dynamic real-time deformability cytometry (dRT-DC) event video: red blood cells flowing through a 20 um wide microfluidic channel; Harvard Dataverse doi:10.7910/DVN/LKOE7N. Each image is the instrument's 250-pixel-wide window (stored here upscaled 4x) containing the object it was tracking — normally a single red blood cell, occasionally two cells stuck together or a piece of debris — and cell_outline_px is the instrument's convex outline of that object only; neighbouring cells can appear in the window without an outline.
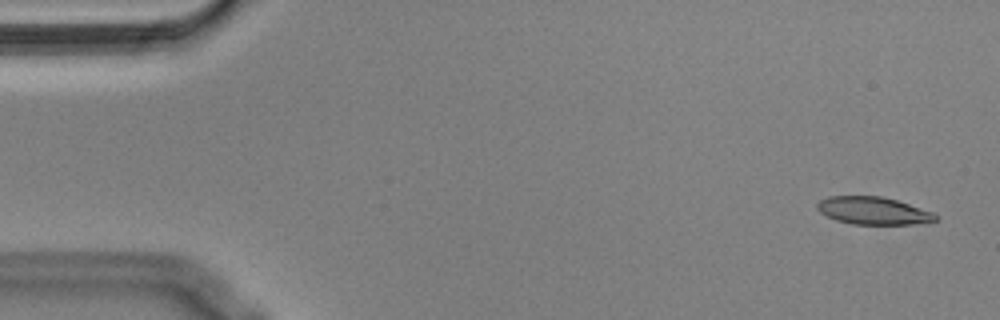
{"species": "Egyptian fruit bat (a non-hibernating species)", "species_latin": "Rousettus aegyptiacus", "temperature_condition": "cold", "stored_images_in_passage": 54, "segment_of_instrument_passage": [1, 2], "camera_frame_rate_fps": 3000, "um_per_image_px": 0.085, "animal": {"sex": "male"}, "frame": {"image": 1, "passage_image": 2, "time_ms": 0.333, "image_size_px": [1000, 320], "cell_outline_px": [[940, 216], [936, 220], [912, 224], [852, 224], [836, 220], [820, 212], [816, 208], [816, 204], [820, 200], [828, 196], [884, 196], [932, 212]], "centroid_in_image_um": [74.2, 17.9], "position_along_channel_um": 10.8, "area_um2": 18.9}}
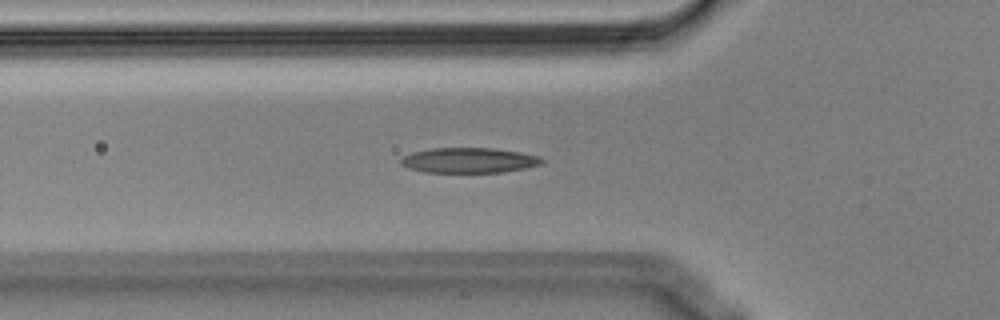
{"frame": {"image": 2, "passage_image": 18, "time_ms": 5.667, "image_size_px": [1000, 320], "cell_outline_px": [[544, 160], [540, 164], [524, 168], [500, 172], [424, 172], [408, 168], [400, 164], [400, 160], [404, 156], [412, 152], [432, 148], [496, 148], [520, 152], [540, 156]], "centroid_in_image_um": [39.84, 13.62], "position_along_channel_um": 86.0, "area_um2": 20.63}}
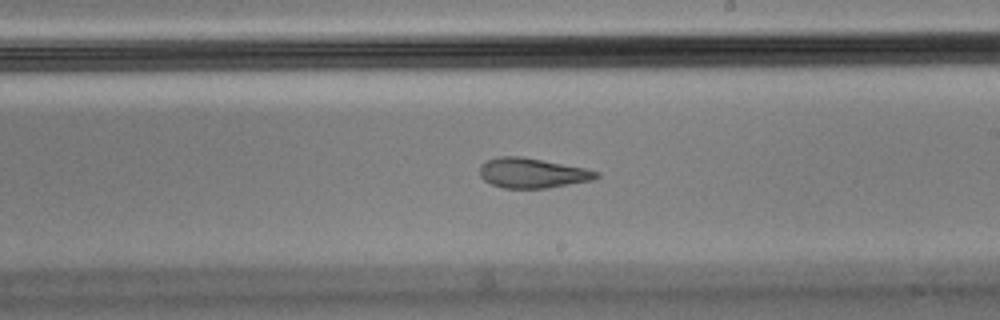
{"frame": {"image": 3, "passage_image": 31, "time_ms": 10.0, "image_size_px": [1000, 320], "cell_outline_px": [[600, 176], [592, 180], [544, 188], [504, 188], [492, 184], [484, 180], [480, 176], [480, 164], [488, 160], [500, 156], [520, 156], [584, 168], [600, 172]], "centroid_in_image_um": [45.22, 14.7], "position_along_channel_um": 243.8, "area_um2": 20.06}}